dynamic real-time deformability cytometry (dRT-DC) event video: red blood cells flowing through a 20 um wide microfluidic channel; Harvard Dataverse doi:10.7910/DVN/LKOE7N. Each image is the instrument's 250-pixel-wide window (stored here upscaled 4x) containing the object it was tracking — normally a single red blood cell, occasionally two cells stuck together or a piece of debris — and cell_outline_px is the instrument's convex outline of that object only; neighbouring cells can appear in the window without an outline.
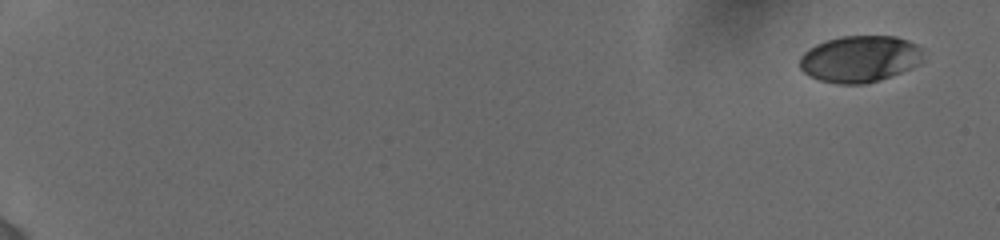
{"species": "human", "species_latin": "Homo sapiens", "temperature_condition": "cold", "stored_images_in_passage": 18, "camera_frame_rate_fps": 3000, "um_per_image_px": 0.085, "donor": {"sex": "female"}, "frame": {"image": 1, "passage_image": 1, "time_ms": 0.0, "image_size_px": [1000, 240], "cell_outline_px": [[924, 60], [920, 64], [912, 68], [880, 80], [864, 84], [836, 84], [820, 80], [804, 72], [800, 68], [800, 56], [804, 52], [816, 44], [840, 36], [896, 36], [908, 40], [924, 48]], "centroid_in_image_um": [73.15, 5.0], "position_along_channel_um": 11.9, "area_um2": 33.87}}
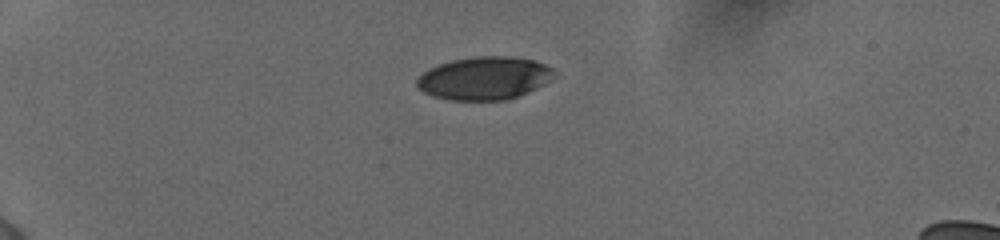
{"frame": {"image": 2, "passage_image": 12, "time_ms": 4.667, "image_size_px": [1000, 240], "cell_outline_px": [[556, 72], [552, 80], [536, 88], [516, 96], [504, 100], [448, 100], [432, 96], [424, 92], [416, 84], [416, 80], [428, 68], [452, 60], [476, 56], [512, 56], [532, 60], [544, 64], [552, 68]], "centroid_in_image_um": [41.17, 6.64], "position_along_channel_um": 43.8, "area_um2": 34.28}}